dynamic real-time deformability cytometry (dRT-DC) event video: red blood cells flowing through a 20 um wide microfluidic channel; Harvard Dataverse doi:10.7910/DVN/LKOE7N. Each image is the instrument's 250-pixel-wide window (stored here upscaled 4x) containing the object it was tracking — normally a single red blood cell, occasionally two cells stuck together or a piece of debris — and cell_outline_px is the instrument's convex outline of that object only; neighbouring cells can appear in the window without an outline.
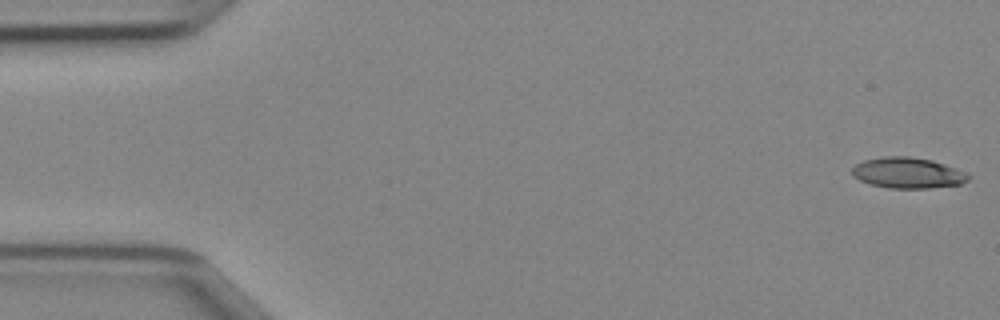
{"species": "Egyptian fruit bat (a non-hibernating species)", "species_latin": "Rousettus aegyptiacus", "temperature_condition": "cold", "stored_images_in_passage": 46, "camera_frame_rate_fps": 3000, "um_per_image_px": 0.085, "animal": {"sex": "female"}, "frame": {"image": 1, "passage_image": 1, "time_ms": 0.0, "image_size_px": [1000, 320], "cell_outline_px": [[972, 176], [968, 180], [960, 184], [932, 188], [888, 188], [872, 184], [860, 180], [852, 176], [852, 168], [856, 164], [864, 160], [884, 156], [908, 156], [932, 160], [968, 172]], "centroid_in_image_um": [77.19, 14.69], "position_along_channel_um": 7.8, "area_um2": 20.98}}
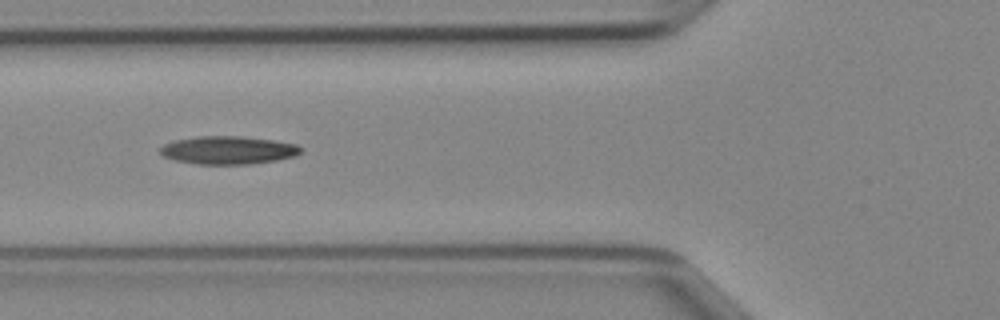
{"frame": {"image": 2, "passage_image": 17, "time_ms": 5.333, "image_size_px": [1000, 320], "cell_outline_px": [[300, 152], [296, 156], [276, 160], [248, 164], [196, 164], [172, 160], [164, 156], [160, 152], [160, 148], [164, 144], [176, 140], [196, 136], [240, 136], [272, 140], [296, 144], [300, 148]], "centroid_in_image_um": [19.36, 12.76], "position_along_channel_um": 106.4, "area_um2": 22.89}}
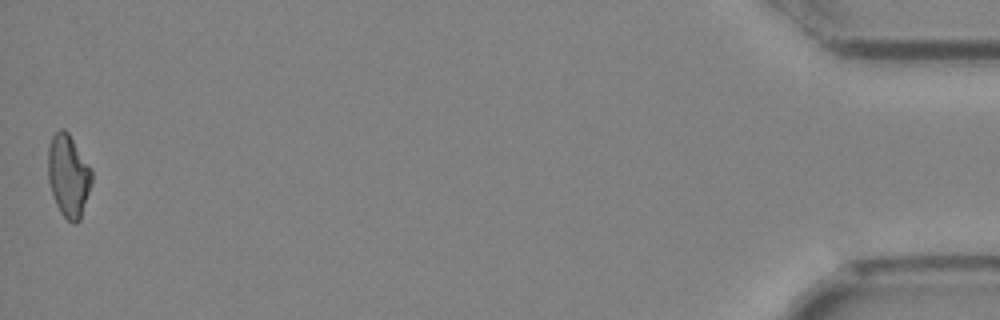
{"frame": {"image": 3, "passage_image": 46, "time_ms": 15.0, "image_size_px": [1000, 320], "cell_outline_px": [[92, 180], [80, 220], [76, 224], [72, 224], [60, 212], [56, 204], [48, 180], [48, 148], [52, 136], [60, 128], [64, 128], [68, 132], [92, 168]], "centroid_in_image_um": [5.82, 14.92], "position_along_channel_um": 429.4, "area_um2": 21.04}}